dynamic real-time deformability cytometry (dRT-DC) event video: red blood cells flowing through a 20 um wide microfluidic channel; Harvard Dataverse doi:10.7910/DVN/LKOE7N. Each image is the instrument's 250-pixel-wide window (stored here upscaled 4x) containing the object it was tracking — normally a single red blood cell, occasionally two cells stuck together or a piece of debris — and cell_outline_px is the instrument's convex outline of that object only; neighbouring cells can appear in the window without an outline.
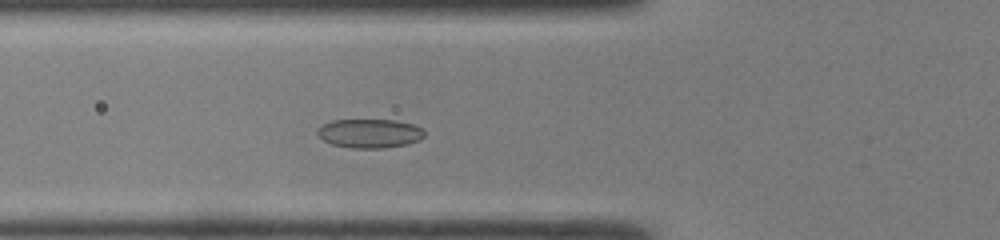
{"species": "common noctule bat (a hibernating species)", "species_latin": "Nyctalus noctula", "temperature_condition": "room temperature", "stored_images_in_passage": 23, "camera_frame_rate_fps": 3000, "um_per_image_px": 0.085, "animal": {"sex": "male", "body_mass_g": 19.0, "forearm_length_mm": 50.8}, "frame": {"image": 1, "passage_image": 12, "time_ms": 3.667, "image_size_px": [1000, 240], "cell_outline_px": [[424, 136], [420, 140], [408, 144], [384, 148], [348, 148], [332, 144], [324, 140], [316, 132], [324, 124], [332, 120], [392, 120], [412, 124], [424, 128]], "centroid_in_image_um": [31.46, 11.35], "position_along_channel_um": 94.3, "area_um2": 18.03}}
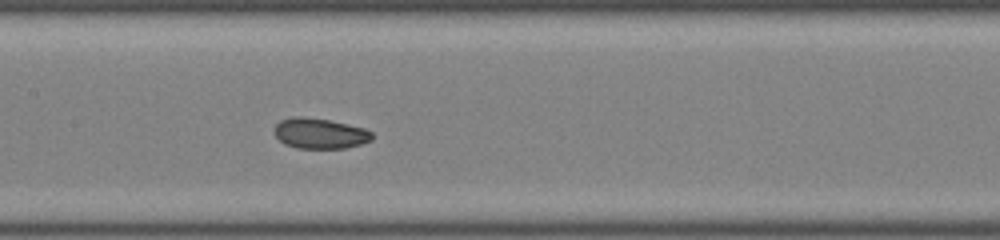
{"frame": {"image": 2, "passage_image": 18, "time_ms": 5.667, "image_size_px": [1000, 240], "cell_outline_px": [[372, 140], [360, 144], [344, 148], [296, 148], [284, 144], [272, 132], [272, 128], [280, 120], [292, 116], [300, 116], [328, 120], [348, 124], [364, 128], [372, 132]], "centroid_in_image_um": [27.13, 11.33], "position_along_channel_um": 180.3, "area_um2": 17.46}}
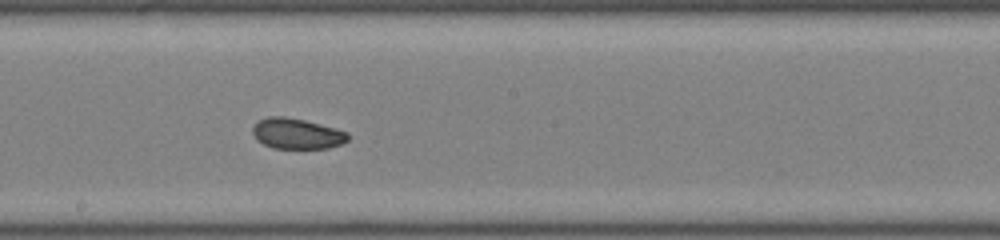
{"frame": {"image": 3, "passage_image": 21, "time_ms": 6.667, "image_size_px": [1000, 240], "cell_outline_px": [[348, 140], [340, 144], [328, 148], [272, 148], [256, 140], [252, 132], [252, 128], [260, 120], [268, 116], [284, 116], [304, 120], [320, 124], [348, 132]], "centroid_in_image_um": [25.21, 11.36], "position_along_channel_um": 223.0, "area_um2": 16.88}}